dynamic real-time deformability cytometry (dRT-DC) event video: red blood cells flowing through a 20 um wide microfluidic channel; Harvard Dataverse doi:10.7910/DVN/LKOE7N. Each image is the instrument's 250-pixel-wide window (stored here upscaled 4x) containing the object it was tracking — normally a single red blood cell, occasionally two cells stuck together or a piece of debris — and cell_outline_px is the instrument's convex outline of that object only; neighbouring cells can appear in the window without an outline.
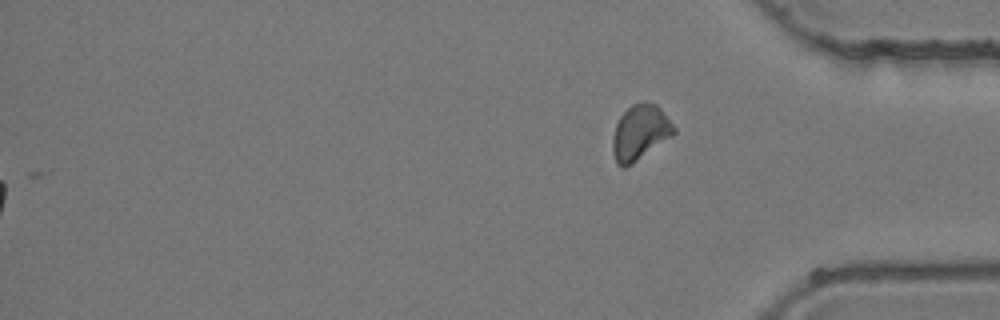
{"species": "common noctule bat (a hibernating species)", "species_latin": "Nyctalus noctula", "temperature_condition": "room temperature", "stored_images_in_passage": 41, "segment_of_instrument_passage": [2, 2], "camera_frame_rate_fps": 3000, "um_per_image_px": 0.085, "animal": {"sex": "female", "body_mass_g": 24.6, "forearm_length_mm": 56.2}, "frame": {"image": 1, "passage_image": 41, "time_ms": 13.333, "image_size_px": [1000, 320], "cell_outline_px": [[676, 132], [672, 136], [632, 164], [624, 168], [620, 168], [616, 164], [612, 152], [612, 136], [616, 124], [620, 116], [632, 104], [644, 100], [656, 104], [660, 108], [676, 128]], "centroid_in_image_um": [54.38, 11.26], "position_along_channel_um": 380.8, "area_um2": 19.88}}